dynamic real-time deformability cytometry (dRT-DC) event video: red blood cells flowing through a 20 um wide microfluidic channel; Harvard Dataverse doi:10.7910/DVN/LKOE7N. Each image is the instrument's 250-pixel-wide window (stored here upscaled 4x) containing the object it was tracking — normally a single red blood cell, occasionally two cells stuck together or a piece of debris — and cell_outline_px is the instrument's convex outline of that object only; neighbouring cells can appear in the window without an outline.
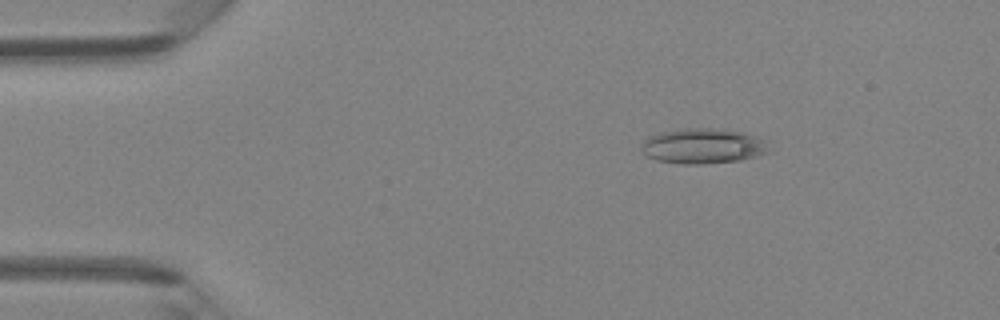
{"species": "Egyptian fruit bat (a non-hibernating species)", "species_latin": "Rousettus aegyptiacus", "temperature_condition": "room temperature", "stored_images_in_passage": 5, "camera_frame_rate_fps": 3000, "um_per_image_px": 0.085, "animal": {"sex": "female"}, "frame": {"image": 1, "passage_image": 1, "time_ms": 0.0, "image_size_px": [1000, 320], "cell_outline_px": [[768, 152], [756, 156], [740, 160], [704, 164], [680, 164], [656, 160], [648, 156], [640, 148], [644, 140], [648, 136], [660, 132], [684, 128], [712, 128], [744, 132], [768, 140]], "centroid_in_image_um": [59.76, 12.41], "position_along_channel_um": 25.2, "area_um2": 26.36}}
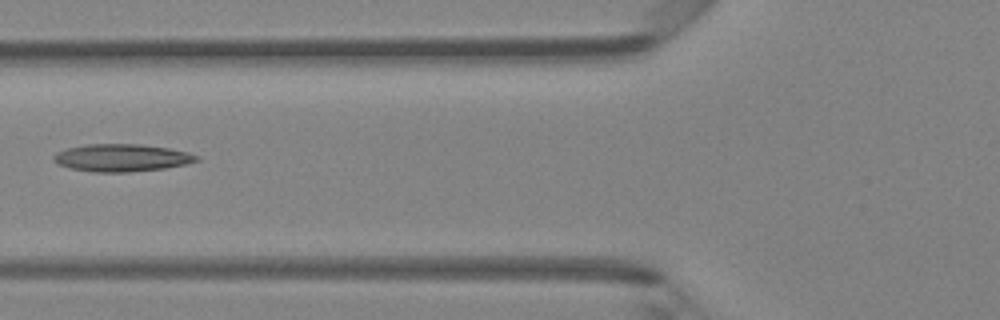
{"frame": {"image": 2, "passage_image": 4, "time_ms": 3.667, "image_size_px": [1000, 320], "cell_outline_px": [[200, 160], [184, 164], [164, 168], [128, 172], [92, 172], [72, 168], [56, 164], [52, 160], [52, 156], [56, 152], [68, 148], [88, 144], [140, 144], [168, 148], [188, 152], [200, 156]], "centroid_in_image_um": [10.32, 13.41], "position_along_channel_um": 115.5, "area_um2": 22.89}}
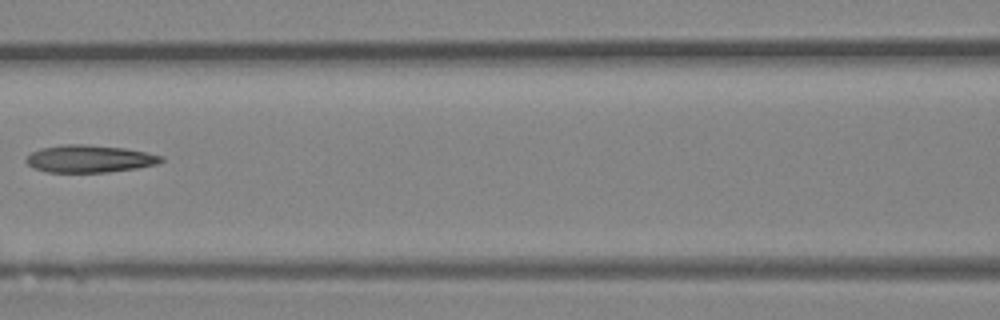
{"frame": {"image": 3, "passage_image": 5, "time_ms": 4.667, "image_size_px": [1000, 320], "cell_outline_px": [[164, 160], [156, 164], [136, 168], [108, 172], [48, 172], [32, 168], [24, 160], [32, 152], [40, 148], [64, 144], [88, 144], [124, 148], [164, 156]], "centroid_in_image_um": [7.58, 13.49], "position_along_channel_um": 159.0, "area_um2": 21.56}}